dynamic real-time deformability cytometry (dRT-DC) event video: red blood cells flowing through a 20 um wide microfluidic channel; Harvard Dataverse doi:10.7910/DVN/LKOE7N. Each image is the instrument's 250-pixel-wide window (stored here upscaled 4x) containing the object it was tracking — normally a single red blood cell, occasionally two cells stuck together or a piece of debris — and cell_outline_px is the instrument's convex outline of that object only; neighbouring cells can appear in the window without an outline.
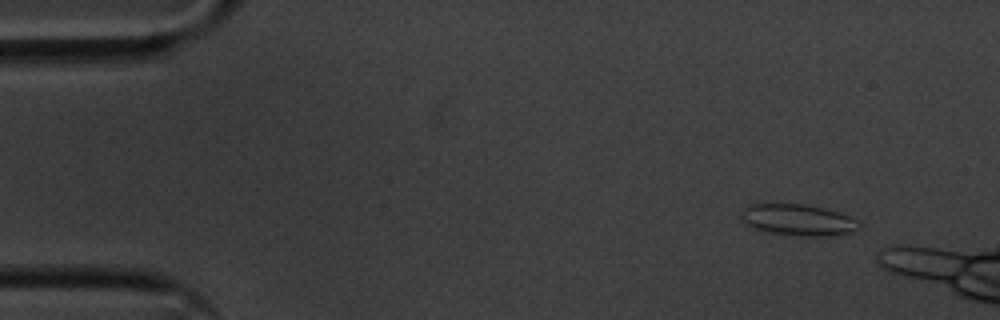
{"species": "common noctule bat (a hibernating species)", "species_latin": "Nyctalus noctula", "temperature_condition": "cold", "stored_images_in_passage": 14, "camera_frame_rate_fps": 3000, "um_per_image_px": 0.085, "animal": {"sex": "male", "body_mass_g": 20.1, "forearm_length_mm": 53.5}, "frame": {"image": 1, "passage_image": 5, "time_ms": 1.333, "image_size_px": [1000, 320], "cell_outline_px": [[860, 228], [852, 232], [824, 236], [800, 236], [764, 232], [748, 224], [740, 216], [740, 212], [744, 208], [752, 204], [804, 204], [824, 208], [848, 216], [856, 220], [860, 224]], "centroid_in_image_um": [67.82, 18.7], "position_along_channel_um": 17.2, "area_um2": 21.33}}